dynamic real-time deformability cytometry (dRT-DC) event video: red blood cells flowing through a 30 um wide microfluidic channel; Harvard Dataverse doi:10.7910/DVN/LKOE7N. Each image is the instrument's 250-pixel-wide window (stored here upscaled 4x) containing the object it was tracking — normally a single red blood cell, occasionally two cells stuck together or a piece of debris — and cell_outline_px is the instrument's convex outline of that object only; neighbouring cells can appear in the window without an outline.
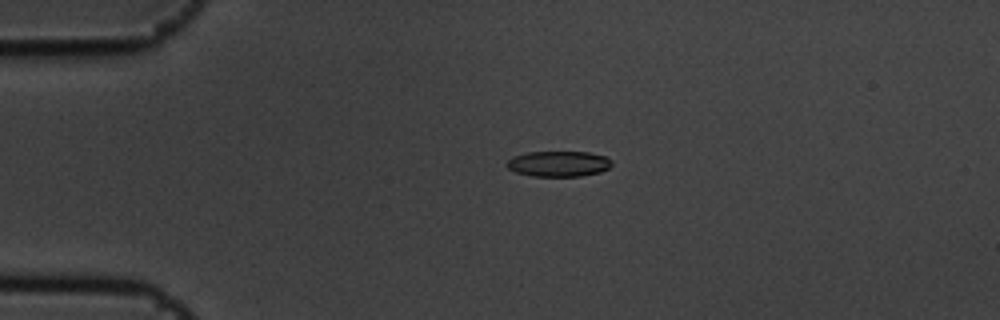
{"species": "common noctule bat (a hibernating species)", "species_latin": "Nyctalus noctula", "temperature_condition": "cold", "stored_images_in_passage": 5, "camera_frame_rate_fps": 3000, "um_per_image_px": 0.085, "animal": {"sex": "male", "body_mass_g": 19.5, "forearm_length_mm": 54.6}, "frame": {"image": 1, "passage_image": 4, "time_ms": 1.0, "image_size_px": [1000, 320], "cell_outline_px": [[612, 164], [608, 168], [600, 172], [580, 176], [532, 176], [516, 172], [508, 168], [504, 164], [512, 156], [528, 152], [588, 152], [604, 156], [612, 160]], "centroid_in_image_um": [47.45, 13.92], "position_along_channel_um": 37.5, "area_um2": 15.66}}